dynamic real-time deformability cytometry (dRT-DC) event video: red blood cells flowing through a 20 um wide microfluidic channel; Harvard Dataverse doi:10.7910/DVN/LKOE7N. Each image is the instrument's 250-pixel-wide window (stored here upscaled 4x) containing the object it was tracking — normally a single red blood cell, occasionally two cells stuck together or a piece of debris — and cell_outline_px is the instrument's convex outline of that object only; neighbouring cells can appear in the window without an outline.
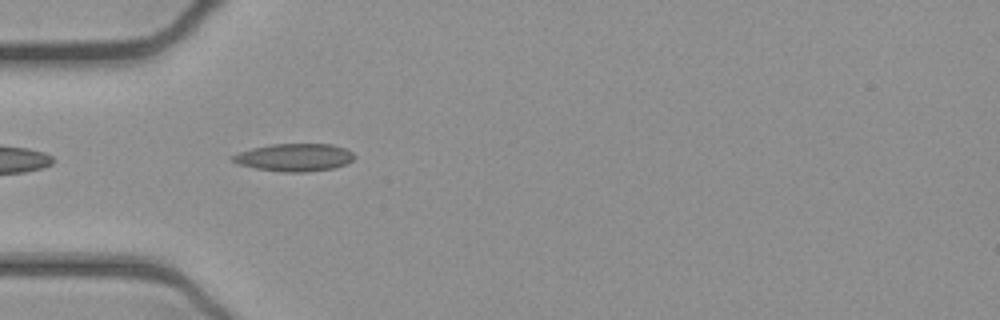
{"species": "common noctule bat (a hibernating species)", "species_latin": "Nyctalus noctula", "temperature_condition": "cold", "stored_images_in_passage": 39, "camera_frame_rate_fps": 3000, "um_per_image_px": 0.085, "animal": {"sex": "female", "body_mass_g": 21.9}, "frame": {"image": 1, "passage_image": 3, "time_ms": 0.667, "image_size_px": [1000, 320], "cell_outline_px": [[356, 156], [352, 160], [344, 164], [332, 168], [304, 172], [284, 172], [256, 168], [240, 164], [232, 160], [232, 156], [240, 152], [252, 148], [272, 144], [332, 144], [344, 148], [352, 152]], "centroid_in_image_um": [25.04, 13.37], "position_along_channel_um": 60.0, "area_um2": 19.31}}
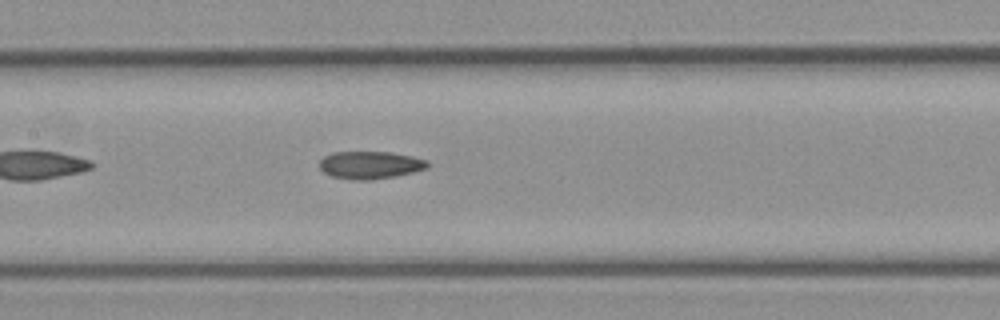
{"frame": {"image": 2, "passage_image": 12, "time_ms": 3.667, "image_size_px": [1000, 320], "cell_outline_px": [[428, 168], [396, 176], [372, 180], [352, 180], [332, 176], [324, 172], [320, 168], [320, 160], [324, 156], [332, 152], [392, 152], [412, 156], [428, 160]], "centroid_in_image_um": [31.47, 14.02], "position_along_channel_um": 175.9, "area_um2": 17.46}}
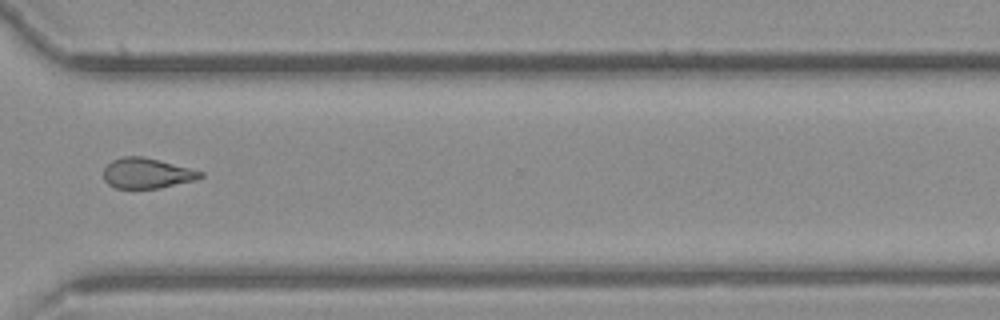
{"frame": {"image": 3, "passage_image": 26, "time_ms": 8.333, "image_size_px": [1000, 320], "cell_outline_px": [[204, 176], [196, 180], [160, 188], [116, 188], [108, 184], [104, 180], [104, 168], [112, 160], [124, 156], [144, 156], [160, 160], [204, 172]], "centroid_in_image_um": [12.5, 14.72], "position_along_channel_um": 358.1, "area_um2": 17.17}, "authors_computed_cell_mechanics": {"area_um2": 17.5712, "velocity_mm_per_s": 3.9148, "shape_relaxation_time_tau1_ms": null, "shape_relaxation_time_tau2_ms": 3.8171, "deformation_change_tau1": null, "deformation_change_tau2": 0.1199}}